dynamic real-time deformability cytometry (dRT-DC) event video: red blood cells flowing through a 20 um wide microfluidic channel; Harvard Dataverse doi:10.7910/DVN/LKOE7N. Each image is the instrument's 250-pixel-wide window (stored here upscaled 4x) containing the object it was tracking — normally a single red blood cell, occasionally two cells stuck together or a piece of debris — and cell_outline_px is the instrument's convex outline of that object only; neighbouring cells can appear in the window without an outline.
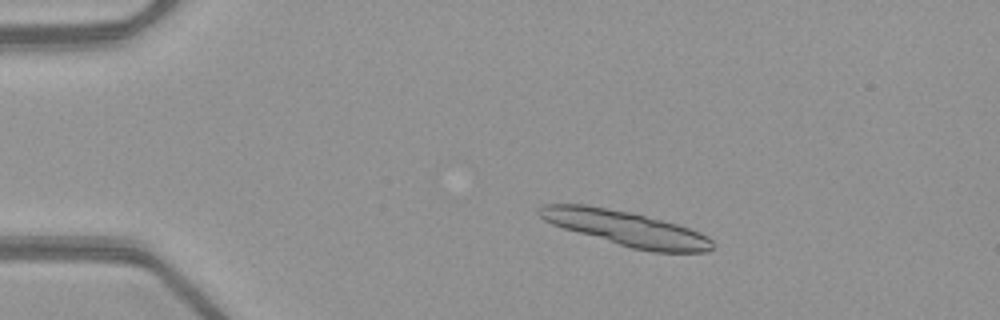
{"species": "common noctule bat (a hibernating species)", "species_latin": "Nyctalus noctula", "temperature_condition": "warm", "stored_images_in_passage": 21, "camera_frame_rate_fps": 3000, "um_per_image_px": 0.085, "animal": {"sex": "female", "body_mass_g": 21.9}, "frame": {"image": 1, "passage_image": 10, "time_ms": 3.0, "image_size_px": [1000, 320], "cell_outline_px": [[712, 248], [708, 252], [652, 252], [632, 248], [564, 228], [552, 224], [544, 220], [536, 212], [536, 208], [544, 204], [588, 204], [632, 212], [676, 224], [700, 232], [708, 236], [712, 240]], "centroid_in_image_um": [53.18, 19.39], "position_along_channel_um": 31.8, "area_um2": 35.03}}